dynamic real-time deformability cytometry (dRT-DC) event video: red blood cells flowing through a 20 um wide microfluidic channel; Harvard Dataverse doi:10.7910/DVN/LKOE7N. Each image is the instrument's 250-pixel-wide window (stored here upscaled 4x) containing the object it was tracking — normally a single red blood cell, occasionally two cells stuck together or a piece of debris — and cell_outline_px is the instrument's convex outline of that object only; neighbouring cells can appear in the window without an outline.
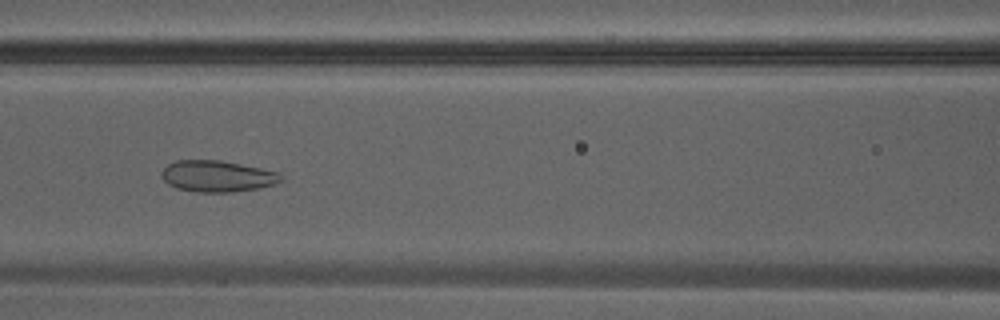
{"species": "Egyptian fruit bat (a non-hibernating species)", "species_latin": "Rousettus aegyptiacus", "temperature_condition": "warm", "stored_images_in_passage": 40, "camera_frame_rate_fps": 3000, "um_per_image_px": 0.085, "animal": {"sex": "male"}, "frame": {"image": 1, "passage_image": 18, "time_ms": 5.667, "image_size_px": [1000, 320], "cell_outline_px": [[284, 176], [276, 184], [260, 188], [232, 192], [196, 192], [176, 188], [168, 184], [160, 176], [160, 172], [168, 164], [176, 160], [220, 160], [280, 172]], "centroid_in_image_um": [18.46, 14.98], "position_along_channel_um": 148.1, "area_um2": 21.96}}
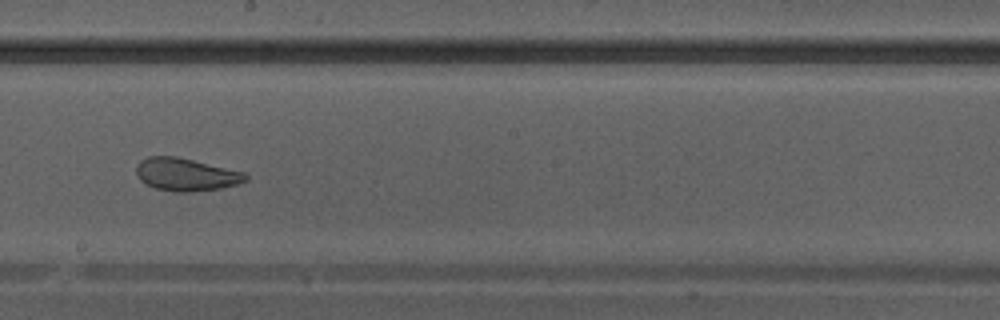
{"frame": {"image": 2, "passage_image": 23, "time_ms": 7.333, "image_size_px": [1000, 320], "cell_outline_px": [[248, 180], [236, 184], [220, 188], [192, 192], [176, 192], [156, 188], [144, 184], [140, 180], [136, 172], [136, 164], [140, 160], [148, 156], [176, 156], [244, 172], [248, 176]], "centroid_in_image_um": [15.77, 14.83], "position_along_channel_um": 232.4, "area_um2": 20.87}}